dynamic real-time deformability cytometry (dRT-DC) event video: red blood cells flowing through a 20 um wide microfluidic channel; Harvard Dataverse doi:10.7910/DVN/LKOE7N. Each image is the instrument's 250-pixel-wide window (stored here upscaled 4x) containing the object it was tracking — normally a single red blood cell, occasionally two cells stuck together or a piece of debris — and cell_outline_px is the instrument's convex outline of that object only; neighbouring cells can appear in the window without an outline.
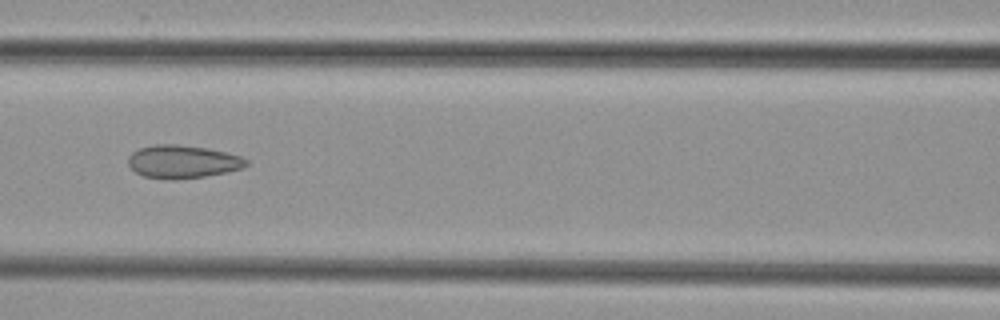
{"species": "common noctule bat (a hibernating species)", "species_latin": "Nyctalus noctula", "temperature_condition": "cold", "stored_images_in_passage": 4, "camera_frame_rate_fps": 3000, "um_per_image_px": 0.085, "animal": {"sex": "female", "body_mass_g": 29.2, "forearm_length_mm": 56.3}, "frame": {"image": 1, "passage_image": 4, "time_ms": 3.333, "image_size_px": [1000, 320], "cell_outline_px": [[248, 164], [244, 168], [228, 172], [204, 176], [168, 180], [144, 176], [136, 172], [128, 164], [128, 156], [132, 152], [140, 148], [156, 144], [176, 144], [208, 148], [240, 156], [248, 160]], "centroid_in_image_um": [15.53, 13.74], "position_along_channel_um": 151.1, "area_um2": 22.72}}